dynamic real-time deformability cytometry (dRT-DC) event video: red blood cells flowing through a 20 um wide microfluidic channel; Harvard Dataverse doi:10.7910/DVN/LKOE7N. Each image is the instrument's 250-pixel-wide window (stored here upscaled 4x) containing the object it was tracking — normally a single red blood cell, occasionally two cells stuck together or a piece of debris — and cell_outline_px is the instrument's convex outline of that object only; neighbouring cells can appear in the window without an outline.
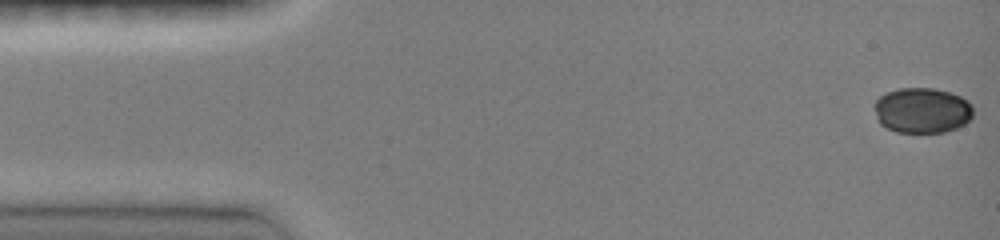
{"species": "common noctule bat (a hibernating species)", "species_latin": "Nyctalus noctula", "temperature_condition": "room temperature", "stored_images_in_passage": 12, "camera_frame_rate_fps": 3000, "um_per_image_px": 0.085, "animal": {"sex": "female", "body_mass_g": 19.0, "forearm_length_mm": 51.5}, "frame": {"image": 1, "passage_image": 1, "time_ms": 0.0, "image_size_px": [1000, 240], "cell_outline_px": [[972, 116], [964, 124], [956, 128], [944, 132], [896, 132], [880, 124], [876, 116], [872, 104], [880, 96], [888, 92], [900, 88], [932, 88], [948, 92], [960, 96], [968, 100], [972, 104]], "centroid_in_image_um": [78.36, 9.38], "position_along_channel_um": 6.6, "area_um2": 26.18}}